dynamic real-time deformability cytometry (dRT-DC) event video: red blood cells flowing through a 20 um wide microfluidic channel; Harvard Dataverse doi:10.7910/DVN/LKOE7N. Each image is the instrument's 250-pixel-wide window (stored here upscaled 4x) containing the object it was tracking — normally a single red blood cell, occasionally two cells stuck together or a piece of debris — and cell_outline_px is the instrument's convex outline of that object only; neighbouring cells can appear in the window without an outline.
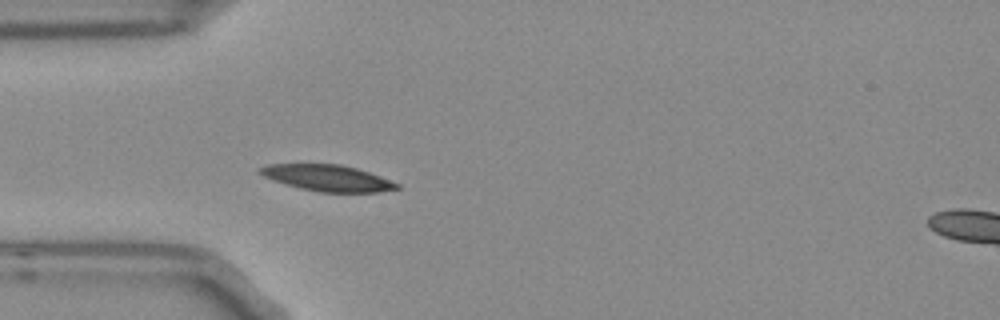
{"species": "Egyptian fruit bat (a non-hibernating species)", "species_latin": "Rousettus aegyptiacus", "temperature_condition": "room temperature", "stored_images_in_passage": 2, "segment_of_instrument_passage": [1, 2], "camera_frame_rate_fps": 3000, "um_per_image_px": 0.085, "frame": {"image": 1, "passage_image": 1, "time_ms": 0.0, "image_size_px": [1000, 320], "cell_outline_px": [[400, 188], [380, 192], [320, 192], [300, 188], [272, 180], [264, 176], [260, 172], [260, 168], [268, 164], [340, 164], [356, 168], [380, 176], [400, 184]], "centroid_in_image_um": [27.87, 15.13], "position_along_channel_um": 57.1, "area_um2": 20.75}}